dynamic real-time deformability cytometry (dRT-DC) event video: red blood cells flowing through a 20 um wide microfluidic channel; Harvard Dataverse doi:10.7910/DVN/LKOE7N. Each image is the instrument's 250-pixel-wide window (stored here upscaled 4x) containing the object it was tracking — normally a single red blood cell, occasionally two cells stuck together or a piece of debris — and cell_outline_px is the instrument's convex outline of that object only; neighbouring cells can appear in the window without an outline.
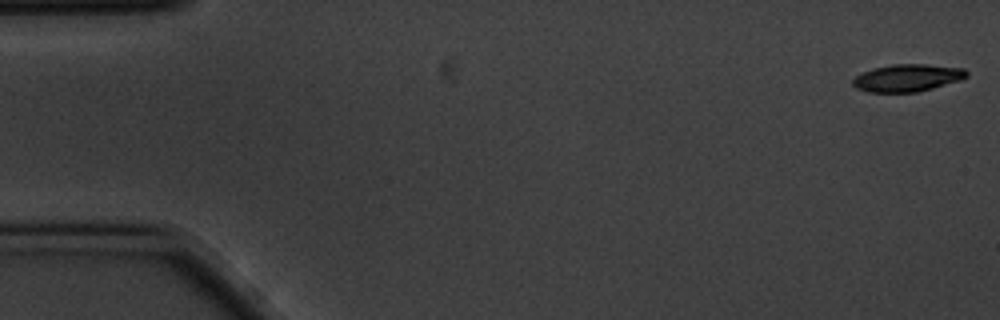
{"species": "common noctule bat (a hibernating species)", "species_latin": "Nyctalus noctula", "temperature_condition": "cold", "stored_images_in_passage": 10, "camera_frame_rate_fps": 3000, "um_per_image_px": 0.085, "animal": {"sex": "male", "body_mass_g": 20.1, "forearm_length_mm": 53.5}, "frame": {"image": 1, "passage_image": 1, "time_ms": 0.0, "image_size_px": [1000, 320], "cell_outline_px": [[968, 76], [960, 80], [932, 88], [916, 92], [868, 92], [856, 88], [852, 84], [852, 80], [856, 76], [864, 72], [876, 68], [892, 64], [924, 64], [964, 68], [968, 72]], "centroid_in_image_um": [77.14, 6.62], "position_along_channel_um": 7.9, "area_um2": 17.98}}